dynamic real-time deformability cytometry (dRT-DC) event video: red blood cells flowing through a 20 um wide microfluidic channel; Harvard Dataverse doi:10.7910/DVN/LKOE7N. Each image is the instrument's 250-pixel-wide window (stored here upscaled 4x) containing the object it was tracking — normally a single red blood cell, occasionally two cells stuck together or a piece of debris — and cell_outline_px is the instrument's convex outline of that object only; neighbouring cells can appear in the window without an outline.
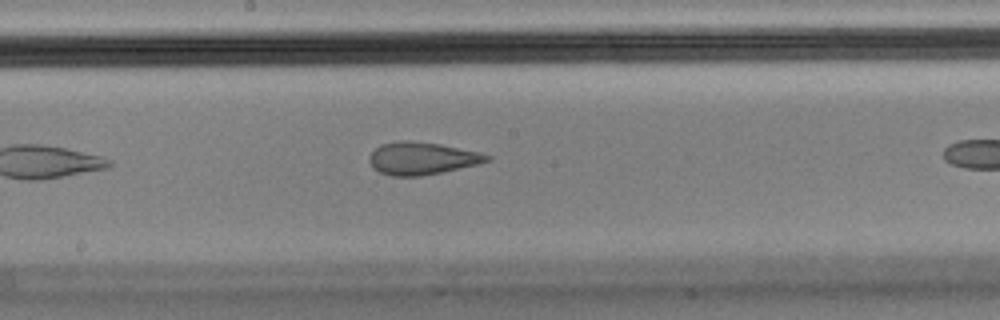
{"species": "Egyptian fruit bat (a non-hibernating species)", "species_latin": "Rousettus aegyptiacus", "temperature_condition": "cold", "stored_images_in_passage": 7, "camera_frame_rate_fps": 3000, "um_per_image_px": 0.085, "animal": {"sex": "male"}, "frame": {"image": 1, "passage_image": 6, "time_ms": 1.667, "image_size_px": [1000, 320], "cell_outline_px": [[492, 156], [488, 160], [480, 164], [420, 176], [392, 176], [380, 172], [372, 168], [368, 160], [368, 156], [380, 144], [404, 140], [408, 140], [440, 144], [480, 152]], "centroid_in_image_um": [35.84, 13.46], "position_along_channel_um": 212.4, "area_um2": 22.25}}